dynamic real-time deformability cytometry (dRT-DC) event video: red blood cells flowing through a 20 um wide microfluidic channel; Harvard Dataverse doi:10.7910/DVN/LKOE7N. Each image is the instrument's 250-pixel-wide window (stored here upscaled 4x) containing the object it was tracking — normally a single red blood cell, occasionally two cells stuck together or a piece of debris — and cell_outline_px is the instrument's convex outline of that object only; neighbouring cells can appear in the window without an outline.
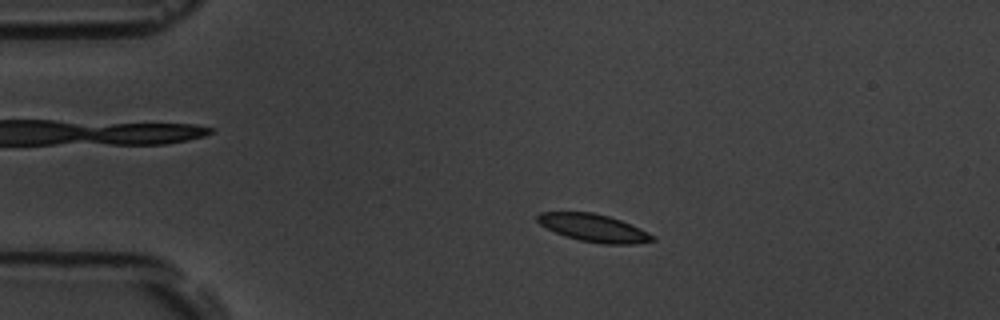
{"species": "common noctule bat (a hibernating species)", "species_latin": "Nyctalus noctula", "temperature_condition": "room temperature", "stored_images_in_passage": 9, "camera_frame_rate_fps": 3000, "um_per_image_px": 0.085, "animal": {"sex": "male", "body_mass_g": 19.5, "forearm_length_mm": 54.6}, "frame": {"image": 1, "passage_image": 7, "time_ms": 2.0, "image_size_px": [1000, 320], "cell_outline_px": [[656, 240], [632, 244], [604, 244], [580, 240], [564, 236], [540, 224], [536, 220], [536, 216], [540, 212], [592, 212], [608, 216], [620, 220], [640, 228], [656, 236]], "centroid_in_image_um": [50.47, 19.37], "position_along_channel_um": 34.5, "area_um2": 18.44}}